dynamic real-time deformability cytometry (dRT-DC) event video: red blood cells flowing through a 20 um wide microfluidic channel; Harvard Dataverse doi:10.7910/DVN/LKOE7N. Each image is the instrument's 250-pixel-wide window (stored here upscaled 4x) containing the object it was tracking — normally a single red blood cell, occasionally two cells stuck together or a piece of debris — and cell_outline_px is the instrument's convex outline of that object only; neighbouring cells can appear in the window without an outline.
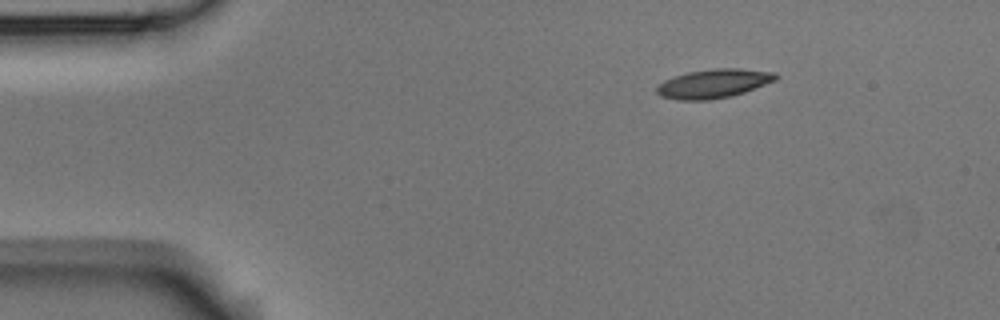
{"species": "Egyptian fruit bat (a non-hibernating species)", "species_latin": "Rousettus aegyptiacus", "temperature_condition": "room temperature", "stored_images_in_passage": 3, "camera_frame_rate_fps": 3000, "um_per_image_px": 0.085, "animal": {"sex": "male"}, "frame": {"image": 1, "passage_image": 3, "time_ms": 2.333, "image_size_px": [1000, 320], "cell_outline_px": [[780, 76], [776, 80], [744, 92], [732, 96], [708, 100], [680, 100], [660, 96], [656, 92], [656, 88], [664, 80], [688, 72], [716, 68], [740, 68], [776, 72]], "centroid_in_image_um": [60.69, 7.1], "position_along_channel_um": 24.3, "area_um2": 20.06}}